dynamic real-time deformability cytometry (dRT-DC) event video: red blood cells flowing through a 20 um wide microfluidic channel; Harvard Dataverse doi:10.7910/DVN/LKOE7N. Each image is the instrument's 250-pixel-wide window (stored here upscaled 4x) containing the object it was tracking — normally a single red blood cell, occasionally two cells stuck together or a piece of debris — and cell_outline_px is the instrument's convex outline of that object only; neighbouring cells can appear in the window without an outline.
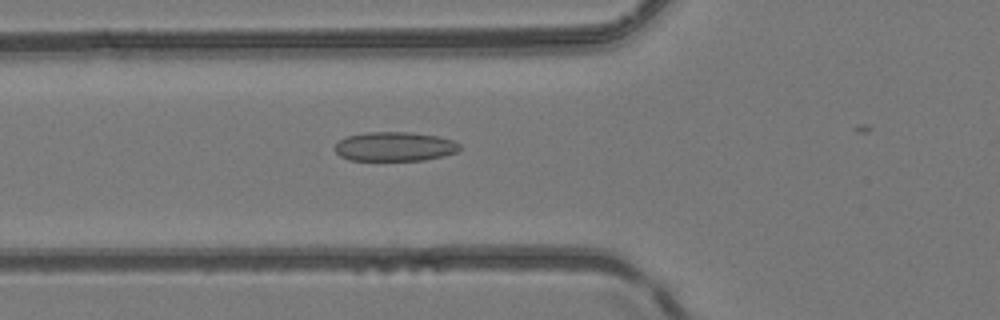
{"species": "common noctule bat (a hibernating species)", "species_latin": "Nyctalus noctula", "temperature_condition": "room temperature", "stored_images_in_passage": 4, "camera_frame_rate_fps": 3000, "um_per_image_px": 0.085, "animal": {"sex": "female", "body_mass_g": 24.6, "forearm_length_mm": 56.2}, "frame": {"image": 1, "passage_image": 4, "time_ms": 4.0, "image_size_px": [1000, 320], "cell_outline_px": [[460, 148], [456, 152], [444, 156], [424, 160], [348, 160], [340, 156], [336, 152], [336, 144], [340, 140], [348, 136], [368, 132], [408, 132], [436, 136], [452, 140], [460, 144]], "centroid_in_image_um": [33.55, 12.46], "position_along_channel_um": 92.2, "area_um2": 21.1}}